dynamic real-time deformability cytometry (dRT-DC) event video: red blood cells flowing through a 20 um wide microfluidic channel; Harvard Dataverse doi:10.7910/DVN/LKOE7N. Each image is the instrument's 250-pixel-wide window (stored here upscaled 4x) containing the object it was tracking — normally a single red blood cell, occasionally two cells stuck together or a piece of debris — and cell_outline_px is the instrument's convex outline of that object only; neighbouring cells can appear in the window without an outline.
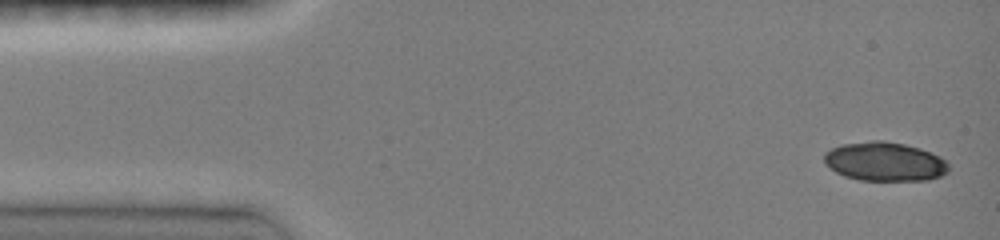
{"species": "common noctule bat (a hibernating species)", "species_latin": "Nyctalus noctula", "temperature_condition": "room temperature", "stored_images_in_passage": 6, "camera_frame_rate_fps": 3000, "um_per_image_px": 0.085, "animal": {"sex": "female", "body_mass_g": 19.0, "forearm_length_mm": 51.5}, "frame": {"image": 1, "passage_image": 1, "time_ms": 0.0, "image_size_px": [1000, 240], "cell_outline_px": [[948, 172], [940, 176], [928, 180], [860, 180], [844, 176], [836, 172], [824, 164], [824, 152], [832, 148], [844, 144], [872, 140], [884, 140], [904, 144], [920, 148], [940, 156], [948, 164]], "centroid_in_image_um": [75.19, 13.73], "position_along_channel_um": 9.8, "area_um2": 28.32}}
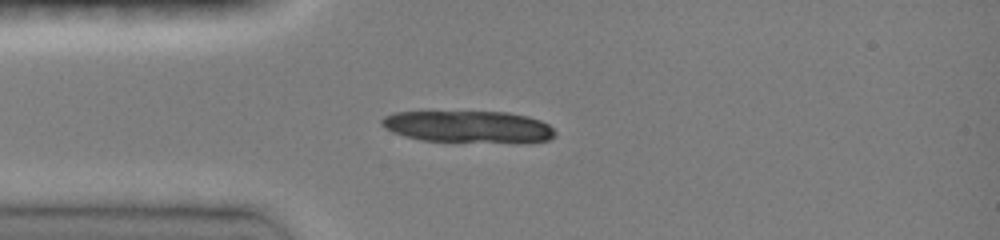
{"frame": {"image": 2, "passage_image": 6, "time_ms": 3.333, "image_size_px": [1000, 240], "cell_outline_px": [[556, 136], [548, 140], [520, 144], [420, 140], [404, 136], [392, 132], [384, 128], [380, 124], [380, 120], [384, 116], [392, 112], [508, 112], [528, 116], [540, 120], [548, 124], [556, 132]], "centroid_in_image_um": [39.85, 10.8], "position_along_channel_um": 45.2, "area_um2": 33.0}}